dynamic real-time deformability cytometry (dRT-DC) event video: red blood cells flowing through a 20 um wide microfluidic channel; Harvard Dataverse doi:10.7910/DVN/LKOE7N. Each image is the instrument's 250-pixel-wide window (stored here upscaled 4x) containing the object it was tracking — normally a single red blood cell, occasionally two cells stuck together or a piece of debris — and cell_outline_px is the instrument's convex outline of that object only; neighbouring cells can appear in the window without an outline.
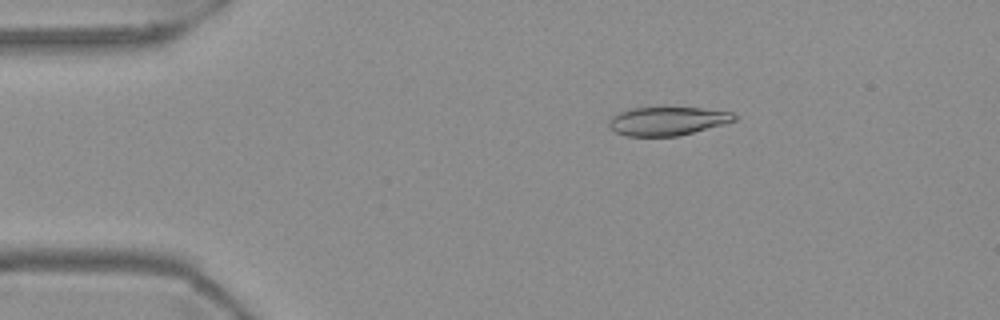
{"species": "Egyptian fruit bat (a non-hibernating species)", "species_latin": "Rousettus aegyptiacus", "temperature_condition": "warm", "stored_images_in_passage": 54, "camera_frame_rate_fps": 3000, "um_per_image_px": 0.085, "frame": {"image": 1, "passage_image": 9, "time_ms": 2.667, "image_size_px": [1000, 320], "cell_outline_px": [[736, 120], [724, 124], [676, 136], [628, 136], [616, 132], [608, 128], [608, 120], [612, 116], [628, 108], [700, 108], [732, 112], [736, 116]], "centroid_in_image_um": [56.68, 10.29], "position_along_channel_um": 28.3, "area_um2": 20.69}}
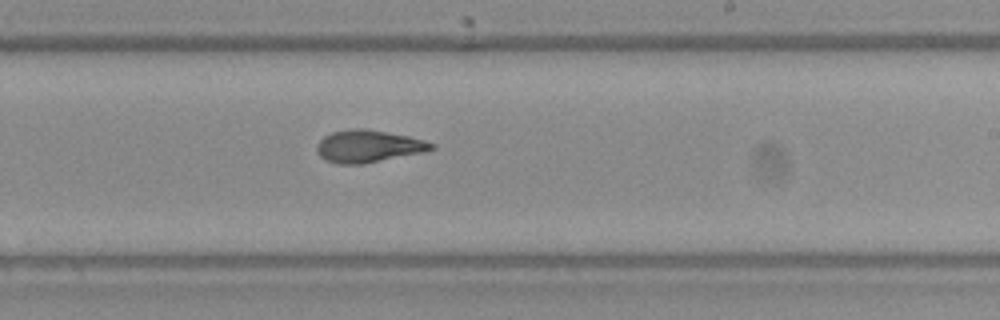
{"frame": {"image": 2, "passage_image": 32, "time_ms": 10.333, "image_size_px": [1000, 320], "cell_outline_px": [[436, 148], [424, 152], [364, 164], [336, 164], [324, 160], [316, 152], [316, 144], [324, 136], [332, 132], [352, 128], [364, 128], [408, 136], [424, 140], [436, 144]], "centroid_in_image_um": [31.29, 12.44], "position_along_channel_um": 257.7, "area_um2": 21.79}}
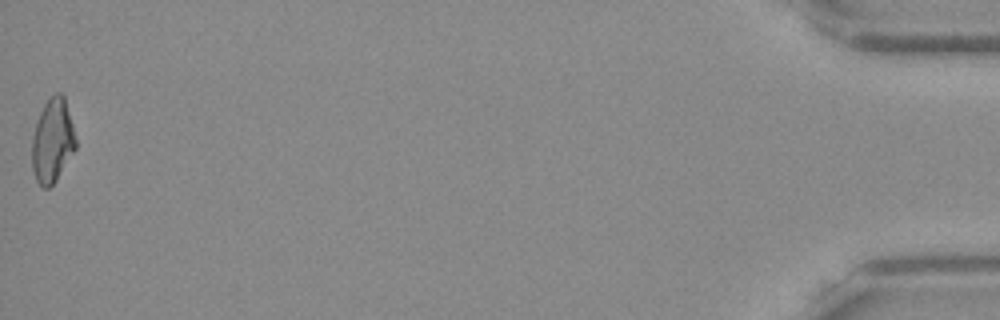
{"frame": {"image": 3, "passage_image": 54, "time_ms": 17.667, "image_size_px": [1000, 320], "cell_outline_px": [[76, 148], [56, 180], [48, 188], [44, 188], [36, 180], [32, 168], [32, 136], [36, 120], [44, 104], [56, 92], [60, 92], [64, 96], [72, 124], [76, 140]], "centroid_in_image_um": [4.45, 11.96], "position_along_channel_um": 430.8, "area_um2": 21.21}, "authors_computed_cell_mechanics": {"area_um2": 21.4727, "velocity_mm_per_s": 3.721, "shape_relaxation_time_tau1_ms": 4.5015, "shape_relaxation_time_tau2_ms": 1.6762, "deformation_change_tau1": 0.1969, "deformation_change_tau2": 0.0933}}